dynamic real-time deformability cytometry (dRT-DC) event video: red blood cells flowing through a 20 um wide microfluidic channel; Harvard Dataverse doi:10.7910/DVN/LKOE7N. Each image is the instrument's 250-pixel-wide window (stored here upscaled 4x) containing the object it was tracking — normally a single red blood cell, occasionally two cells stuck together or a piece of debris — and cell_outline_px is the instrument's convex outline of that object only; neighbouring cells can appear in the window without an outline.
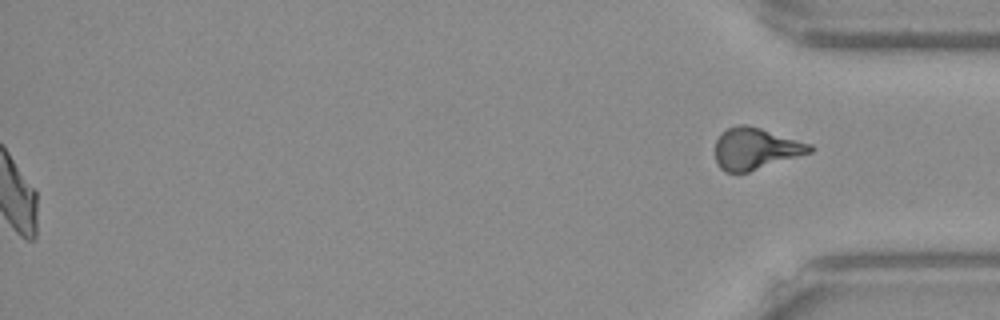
{"species": "Egyptian fruit bat (a non-hibernating species)", "species_latin": "Rousettus aegyptiacus", "temperature_condition": "warm", "stored_images_in_passage": 51, "segment_of_instrument_passage": [2, 2], "camera_frame_rate_fps": 3000, "um_per_image_px": 0.085, "frame": {"image": 1, "passage_image": 51, "time_ms": 16.667, "image_size_px": [1000, 320], "cell_outline_px": [[816, 148], [812, 152], [748, 172], [724, 172], [716, 164], [716, 140], [728, 128], [740, 124], [748, 124], [812, 144]], "centroid_in_image_um": [64.24, 12.64], "position_along_channel_um": 371.0, "area_um2": 22.89}}